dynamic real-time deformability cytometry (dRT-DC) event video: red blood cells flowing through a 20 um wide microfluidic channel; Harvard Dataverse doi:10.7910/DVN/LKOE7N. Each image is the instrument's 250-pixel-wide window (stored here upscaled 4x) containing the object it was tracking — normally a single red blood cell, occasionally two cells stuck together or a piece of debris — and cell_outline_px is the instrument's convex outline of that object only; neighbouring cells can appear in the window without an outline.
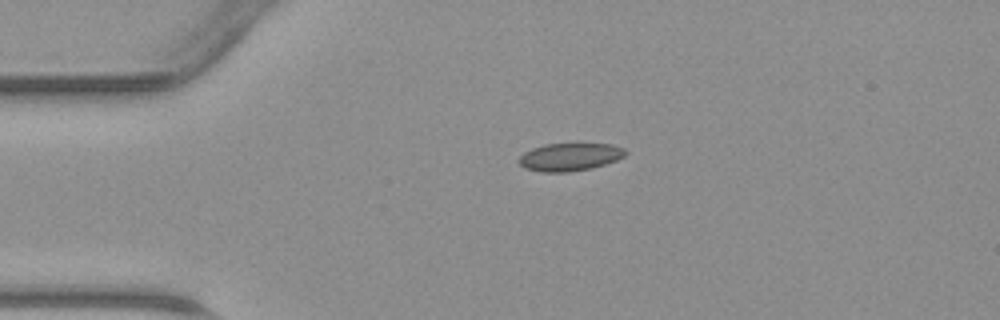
{"species": "common noctule bat (a hibernating species)", "species_latin": "Nyctalus noctula", "temperature_condition": "warm", "stored_images_in_passage": 37, "camera_frame_rate_fps": 3000, "um_per_image_px": 0.085, "animal": {"sex": "male", "body_mass_g": 23.1, "forearm_length_mm": 52.7}, "frame": {"image": 1, "passage_image": 1, "time_ms": 0.0, "image_size_px": [1000, 320], "cell_outline_px": [[628, 152], [624, 156], [616, 160], [592, 168], [568, 172], [540, 172], [524, 168], [520, 164], [520, 156], [524, 152], [532, 148], [544, 144], [580, 140], [612, 144], [624, 148]], "centroid_in_image_um": [48.47, 13.27], "position_along_channel_um": 36.5, "area_um2": 18.21}}
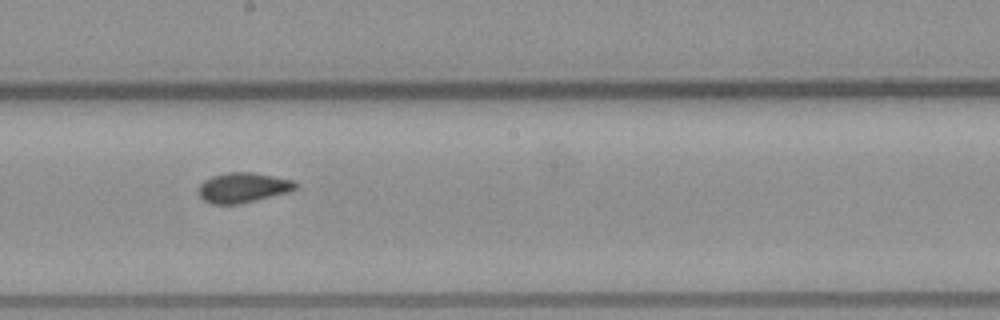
{"frame": {"image": 2, "passage_image": 16, "time_ms": 5.0, "image_size_px": [1000, 320], "cell_outline_px": [[296, 188], [288, 192], [240, 204], [212, 204], [204, 200], [200, 196], [200, 184], [204, 180], [212, 176], [228, 172], [252, 172], [292, 180], [296, 184]], "centroid_in_image_um": [20.64, 15.95], "position_along_channel_um": 227.6, "area_um2": 16.7}}
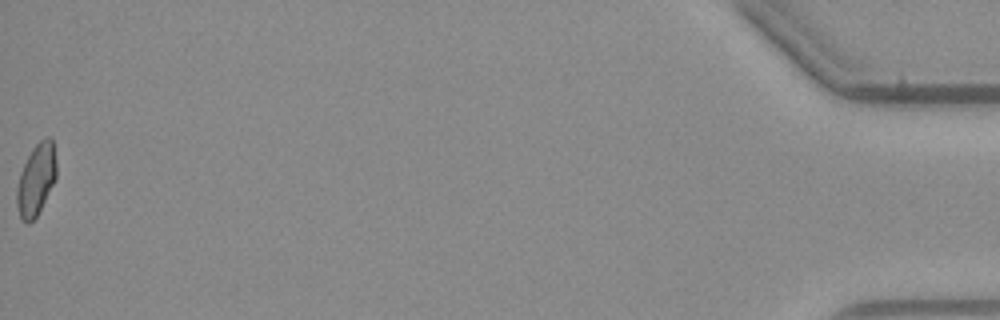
{"frame": {"image": 3, "passage_image": 37, "time_ms": 12.0, "image_size_px": [1000, 320], "cell_outline_px": [[56, 180], [36, 216], [28, 224], [24, 224], [20, 220], [16, 204], [16, 188], [20, 172], [32, 148], [44, 136], [52, 136], [56, 160]], "centroid_in_image_um": [3.07, 15.26], "position_along_channel_um": 432.1, "area_um2": 16.82}}